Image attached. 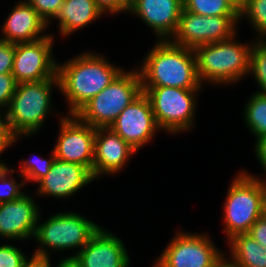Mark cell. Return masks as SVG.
I'll list each match as a JSON object with an SVG mask.
<instances>
[{"label": "cell", "instance_id": "1", "mask_svg": "<svg viewBox=\"0 0 266 267\" xmlns=\"http://www.w3.org/2000/svg\"><path fill=\"white\" fill-rule=\"evenodd\" d=\"M122 71L106 57L88 51L58 63L59 91L69 103V115H75Z\"/></svg>", "mask_w": 266, "mask_h": 267}, {"label": "cell", "instance_id": "2", "mask_svg": "<svg viewBox=\"0 0 266 267\" xmlns=\"http://www.w3.org/2000/svg\"><path fill=\"white\" fill-rule=\"evenodd\" d=\"M157 41L138 67L142 87L201 89L194 50L170 40Z\"/></svg>", "mask_w": 266, "mask_h": 267}, {"label": "cell", "instance_id": "3", "mask_svg": "<svg viewBox=\"0 0 266 267\" xmlns=\"http://www.w3.org/2000/svg\"><path fill=\"white\" fill-rule=\"evenodd\" d=\"M232 38L195 47L197 75L200 83L235 84L248 76L253 44L240 43Z\"/></svg>", "mask_w": 266, "mask_h": 267}, {"label": "cell", "instance_id": "4", "mask_svg": "<svg viewBox=\"0 0 266 267\" xmlns=\"http://www.w3.org/2000/svg\"><path fill=\"white\" fill-rule=\"evenodd\" d=\"M100 227L77 212L54 214L46 221L36 225L33 238L41 247L35 250L32 257L35 260L50 261L49 250L64 251L79 248L74 255L63 258V260H71Z\"/></svg>", "mask_w": 266, "mask_h": 267}, {"label": "cell", "instance_id": "5", "mask_svg": "<svg viewBox=\"0 0 266 267\" xmlns=\"http://www.w3.org/2000/svg\"><path fill=\"white\" fill-rule=\"evenodd\" d=\"M59 89L58 78L39 82L17 83L14 95L6 110L10 128L16 137L37 133L52 111V88Z\"/></svg>", "mask_w": 266, "mask_h": 267}, {"label": "cell", "instance_id": "6", "mask_svg": "<svg viewBox=\"0 0 266 267\" xmlns=\"http://www.w3.org/2000/svg\"><path fill=\"white\" fill-rule=\"evenodd\" d=\"M226 196L222 219L229 241L236 235L248 233L253 223L263 216L264 180L249 172H239Z\"/></svg>", "mask_w": 266, "mask_h": 267}, {"label": "cell", "instance_id": "7", "mask_svg": "<svg viewBox=\"0 0 266 267\" xmlns=\"http://www.w3.org/2000/svg\"><path fill=\"white\" fill-rule=\"evenodd\" d=\"M142 93L138 69L129 72L123 70L75 115L92 127H109L119 114Z\"/></svg>", "mask_w": 266, "mask_h": 267}, {"label": "cell", "instance_id": "8", "mask_svg": "<svg viewBox=\"0 0 266 267\" xmlns=\"http://www.w3.org/2000/svg\"><path fill=\"white\" fill-rule=\"evenodd\" d=\"M200 89L177 87H142L149 98L156 122L169 134H179L194 127L196 94Z\"/></svg>", "mask_w": 266, "mask_h": 267}, {"label": "cell", "instance_id": "9", "mask_svg": "<svg viewBox=\"0 0 266 267\" xmlns=\"http://www.w3.org/2000/svg\"><path fill=\"white\" fill-rule=\"evenodd\" d=\"M239 16L207 17L182 9L178 27L170 39L174 44L192 48L228 40L236 35Z\"/></svg>", "mask_w": 266, "mask_h": 267}, {"label": "cell", "instance_id": "10", "mask_svg": "<svg viewBox=\"0 0 266 267\" xmlns=\"http://www.w3.org/2000/svg\"><path fill=\"white\" fill-rule=\"evenodd\" d=\"M153 267H213L223 252L205 234L178 232Z\"/></svg>", "mask_w": 266, "mask_h": 267}, {"label": "cell", "instance_id": "11", "mask_svg": "<svg viewBox=\"0 0 266 267\" xmlns=\"http://www.w3.org/2000/svg\"><path fill=\"white\" fill-rule=\"evenodd\" d=\"M54 39L48 34L33 42L15 44L12 75L17 83L58 78V62L52 54Z\"/></svg>", "mask_w": 266, "mask_h": 267}, {"label": "cell", "instance_id": "12", "mask_svg": "<svg viewBox=\"0 0 266 267\" xmlns=\"http://www.w3.org/2000/svg\"><path fill=\"white\" fill-rule=\"evenodd\" d=\"M59 122V136L53 147L56 159L81 164L92 172L96 128L76 115H61Z\"/></svg>", "mask_w": 266, "mask_h": 267}, {"label": "cell", "instance_id": "13", "mask_svg": "<svg viewBox=\"0 0 266 267\" xmlns=\"http://www.w3.org/2000/svg\"><path fill=\"white\" fill-rule=\"evenodd\" d=\"M109 127L136 151L149 143L157 130H161L151 102L144 93L128 105Z\"/></svg>", "mask_w": 266, "mask_h": 267}, {"label": "cell", "instance_id": "14", "mask_svg": "<svg viewBox=\"0 0 266 267\" xmlns=\"http://www.w3.org/2000/svg\"><path fill=\"white\" fill-rule=\"evenodd\" d=\"M126 249L112 231L100 227L71 260L77 267H130Z\"/></svg>", "mask_w": 266, "mask_h": 267}, {"label": "cell", "instance_id": "15", "mask_svg": "<svg viewBox=\"0 0 266 267\" xmlns=\"http://www.w3.org/2000/svg\"><path fill=\"white\" fill-rule=\"evenodd\" d=\"M94 179L86 166L55 159L49 172L38 182L36 193L39 196L67 199Z\"/></svg>", "mask_w": 266, "mask_h": 267}, {"label": "cell", "instance_id": "16", "mask_svg": "<svg viewBox=\"0 0 266 267\" xmlns=\"http://www.w3.org/2000/svg\"><path fill=\"white\" fill-rule=\"evenodd\" d=\"M136 150L110 127H98L95 133L94 161L92 174L98 177L115 175L129 162Z\"/></svg>", "mask_w": 266, "mask_h": 267}, {"label": "cell", "instance_id": "17", "mask_svg": "<svg viewBox=\"0 0 266 267\" xmlns=\"http://www.w3.org/2000/svg\"><path fill=\"white\" fill-rule=\"evenodd\" d=\"M40 214L38 205L26 193L15 201L1 203L0 236L19 241L33 238Z\"/></svg>", "mask_w": 266, "mask_h": 267}, {"label": "cell", "instance_id": "18", "mask_svg": "<svg viewBox=\"0 0 266 267\" xmlns=\"http://www.w3.org/2000/svg\"><path fill=\"white\" fill-rule=\"evenodd\" d=\"M182 9L183 0H131L129 12L142 19L158 40H170L177 30Z\"/></svg>", "mask_w": 266, "mask_h": 267}, {"label": "cell", "instance_id": "19", "mask_svg": "<svg viewBox=\"0 0 266 267\" xmlns=\"http://www.w3.org/2000/svg\"><path fill=\"white\" fill-rule=\"evenodd\" d=\"M1 27V40L10 43L33 42L46 37L49 27L26 0H20L12 8Z\"/></svg>", "mask_w": 266, "mask_h": 267}, {"label": "cell", "instance_id": "20", "mask_svg": "<svg viewBox=\"0 0 266 267\" xmlns=\"http://www.w3.org/2000/svg\"><path fill=\"white\" fill-rule=\"evenodd\" d=\"M103 12L94 0H64L55 20H58L59 33L71 36L75 31L102 17Z\"/></svg>", "mask_w": 266, "mask_h": 267}, {"label": "cell", "instance_id": "21", "mask_svg": "<svg viewBox=\"0 0 266 267\" xmlns=\"http://www.w3.org/2000/svg\"><path fill=\"white\" fill-rule=\"evenodd\" d=\"M230 256L241 267H266V247L261 246L247 233L229 241Z\"/></svg>", "mask_w": 266, "mask_h": 267}, {"label": "cell", "instance_id": "22", "mask_svg": "<svg viewBox=\"0 0 266 267\" xmlns=\"http://www.w3.org/2000/svg\"><path fill=\"white\" fill-rule=\"evenodd\" d=\"M246 127L255 136V140L266 134V95L256 92L250 96L244 106Z\"/></svg>", "mask_w": 266, "mask_h": 267}, {"label": "cell", "instance_id": "23", "mask_svg": "<svg viewBox=\"0 0 266 267\" xmlns=\"http://www.w3.org/2000/svg\"><path fill=\"white\" fill-rule=\"evenodd\" d=\"M183 9L207 17L239 16V12L227 0H183Z\"/></svg>", "mask_w": 266, "mask_h": 267}, {"label": "cell", "instance_id": "24", "mask_svg": "<svg viewBox=\"0 0 266 267\" xmlns=\"http://www.w3.org/2000/svg\"><path fill=\"white\" fill-rule=\"evenodd\" d=\"M249 73L254 76L261 89L258 92L266 95V39L254 41L250 54Z\"/></svg>", "mask_w": 266, "mask_h": 267}, {"label": "cell", "instance_id": "25", "mask_svg": "<svg viewBox=\"0 0 266 267\" xmlns=\"http://www.w3.org/2000/svg\"><path fill=\"white\" fill-rule=\"evenodd\" d=\"M240 21L246 17L257 32V39H266V0H247L239 13Z\"/></svg>", "mask_w": 266, "mask_h": 267}, {"label": "cell", "instance_id": "26", "mask_svg": "<svg viewBox=\"0 0 266 267\" xmlns=\"http://www.w3.org/2000/svg\"><path fill=\"white\" fill-rule=\"evenodd\" d=\"M35 159H23L20 165L19 177H23L25 182L38 183L42 178L46 176L52 167L54 160L56 159L53 149L51 150L50 158L45 159L43 157H34Z\"/></svg>", "mask_w": 266, "mask_h": 267}, {"label": "cell", "instance_id": "27", "mask_svg": "<svg viewBox=\"0 0 266 267\" xmlns=\"http://www.w3.org/2000/svg\"><path fill=\"white\" fill-rule=\"evenodd\" d=\"M14 172V169H9L6 163L0 164V204L15 201L25 194L20 190L26 184L25 179L22 177L21 184H18L11 175Z\"/></svg>", "mask_w": 266, "mask_h": 267}, {"label": "cell", "instance_id": "28", "mask_svg": "<svg viewBox=\"0 0 266 267\" xmlns=\"http://www.w3.org/2000/svg\"><path fill=\"white\" fill-rule=\"evenodd\" d=\"M33 259L14 245H0V267H27Z\"/></svg>", "mask_w": 266, "mask_h": 267}, {"label": "cell", "instance_id": "29", "mask_svg": "<svg viewBox=\"0 0 266 267\" xmlns=\"http://www.w3.org/2000/svg\"><path fill=\"white\" fill-rule=\"evenodd\" d=\"M47 25L55 18L64 0H26Z\"/></svg>", "mask_w": 266, "mask_h": 267}, {"label": "cell", "instance_id": "30", "mask_svg": "<svg viewBox=\"0 0 266 267\" xmlns=\"http://www.w3.org/2000/svg\"><path fill=\"white\" fill-rule=\"evenodd\" d=\"M16 86L17 82L12 73L0 74V110H7Z\"/></svg>", "mask_w": 266, "mask_h": 267}, {"label": "cell", "instance_id": "31", "mask_svg": "<svg viewBox=\"0 0 266 267\" xmlns=\"http://www.w3.org/2000/svg\"><path fill=\"white\" fill-rule=\"evenodd\" d=\"M15 44L0 39V74L12 73Z\"/></svg>", "mask_w": 266, "mask_h": 267}, {"label": "cell", "instance_id": "32", "mask_svg": "<svg viewBox=\"0 0 266 267\" xmlns=\"http://www.w3.org/2000/svg\"><path fill=\"white\" fill-rule=\"evenodd\" d=\"M18 138L20 139L21 137H16L13 134L9 125V121L7 119L6 112L4 111L0 115V155L3 153V151H6L7 148L14 145L15 142L18 141ZM0 164H3L1 160Z\"/></svg>", "mask_w": 266, "mask_h": 267}, {"label": "cell", "instance_id": "33", "mask_svg": "<svg viewBox=\"0 0 266 267\" xmlns=\"http://www.w3.org/2000/svg\"><path fill=\"white\" fill-rule=\"evenodd\" d=\"M97 7L104 13L118 14L128 12L131 0H94Z\"/></svg>", "mask_w": 266, "mask_h": 267}, {"label": "cell", "instance_id": "34", "mask_svg": "<svg viewBox=\"0 0 266 267\" xmlns=\"http://www.w3.org/2000/svg\"><path fill=\"white\" fill-rule=\"evenodd\" d=\"M247 234L254 238L261 246L266 247V217L263 215L258 218Z\"/></svg>", "mask_w": 266, "mask_h": 267}, {"label": "cell", "instance_id": "35", "mask_svg": "<svg viewBox=\"0 0 266 267\" xmlns=\"http://www.w3.org/2000/svg\"><path fill=\"white\" fill-rule=\"evenodd\" d=\"M255 142L256 158L266 173V134L258 138Z\"/></svg>", "mask_w": 266, "mask_h": 267}, {"label": "cell", "instance_id": "36", "mask_svg": "<svg viewBox=\"0 0 266 267\" xmlns=\"http://www.w3.org/2000/svg\"><path fill=\"white\" fill-rule=\"evenodd\" d=\"M213 267H241L232 258L229 260L223 253L221 257L214 263Z\"/></svg>", "mask_w": 266, "mask_h": 267}, {"label": "cell", "instance_id": "37", "mask_svg": "<svg viewBox=\"0 0 266 267\" xmlns=\"http://www.w3.org/2000/svg\"><path fill=\"white\" fill-rule=\"evenodd\" d=\"M239 13L243 10L247 0H227Z\"/></svg>", "mask_w": 266, "mask_h": 267}, {"label": "cell", "instance_id": "38", "mask_svg": "<svg viewBox=\"0 0 266 267\" xmlns=\"http://www.w3.org/2000/svg\"><path fill=\"white\" fill-rule=\"evenodd\" d=\"M27 267H49V261L33 259Z\"/></svg>", "mask_w": 266, "mask_h": 267}, {"label": "cell", "instance_id": "39", "mask_svg": "<svg viewBox=\"0 0 266 267\" xmlns=\"http://www.w3.org/2000/svg\"><path fill=\"white\" fill-rule=\"evenodd\" d=\"M49 267H51V261H49ZM56 267H77L72 260H63L59 261Z\"/></svg>", "mask_w": 266, "mask_h": 267}, {"label": "cell", "instance_id": "40", "mask_svg": "<svg viewBox=\"0 0 266 267\" xmlns=\"http://www.w3.org/2000/svg\"><path fill=\"white\" fill-rule=\"evenodd\" d=\"M263 215L266 217V180L264 179V208Z\"/></svg>", "mask_w": 266, "mask_h": 267}]
</instances>
